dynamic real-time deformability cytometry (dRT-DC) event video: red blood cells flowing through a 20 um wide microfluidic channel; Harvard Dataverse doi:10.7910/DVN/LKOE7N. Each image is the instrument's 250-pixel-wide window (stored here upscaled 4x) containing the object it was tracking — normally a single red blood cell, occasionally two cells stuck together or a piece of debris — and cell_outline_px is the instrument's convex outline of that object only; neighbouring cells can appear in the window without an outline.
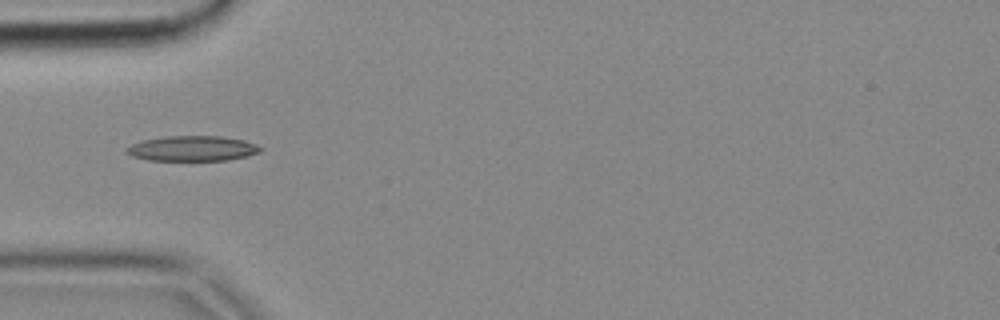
{"species": "common noctule bat (a hibernating species)", "species_latin": "Nyctalus noctula", "temperature_condition": "cold", "stored_images_in_passage": 4, "camera_frame_rate_fps": 3000, "um_per_image_px": 0.085, "animal": {"sex": "female", "body_mass_g": 18.4}, "frame": {"image": 1, "passage_image": 2, "time_ms": 0.333, "image_size_px": [1000, 320], "cell_outline_px": [[264, 148], [260, 152], [228, 160], [148, 160], [132, 156], [124, 152], [124, 148], [132, 144], [144, 140], [164, 136], [220, 136], [244, 140], [256, 144]], "centroid_in_image_um": [16.33, 12.61], "position_along_channel_um": 68.7, "area_um2": 19.65}}
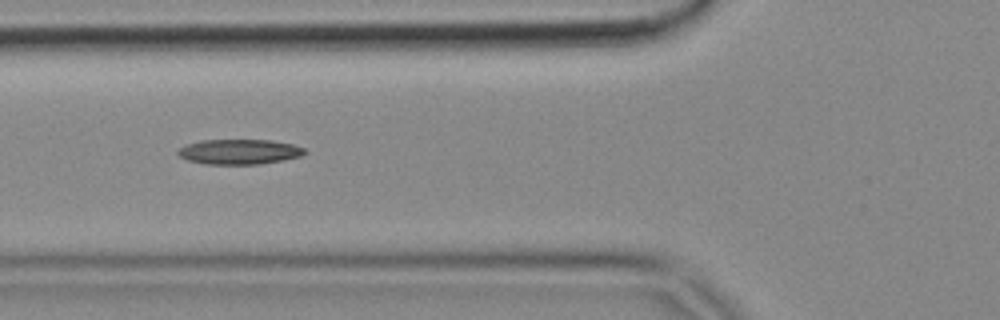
{"frame": {"image": 2, "passage_image": 3, "time_ms": 0.667, "image_size_px": [1000, 320], "cell_outline_px": [[308, 152], [300, 156], [284, 160], [256, 164], [204, 164], [188, 160], [180, 156], [176, 152], [180, 148], [188, 144], [200, 140], [272, 140], [292, 144], [304, 148]], "centroid_in_image_um": [20.35, 12.9], "position_along_channel_um": 105.4, "area_um2": 18.44}}